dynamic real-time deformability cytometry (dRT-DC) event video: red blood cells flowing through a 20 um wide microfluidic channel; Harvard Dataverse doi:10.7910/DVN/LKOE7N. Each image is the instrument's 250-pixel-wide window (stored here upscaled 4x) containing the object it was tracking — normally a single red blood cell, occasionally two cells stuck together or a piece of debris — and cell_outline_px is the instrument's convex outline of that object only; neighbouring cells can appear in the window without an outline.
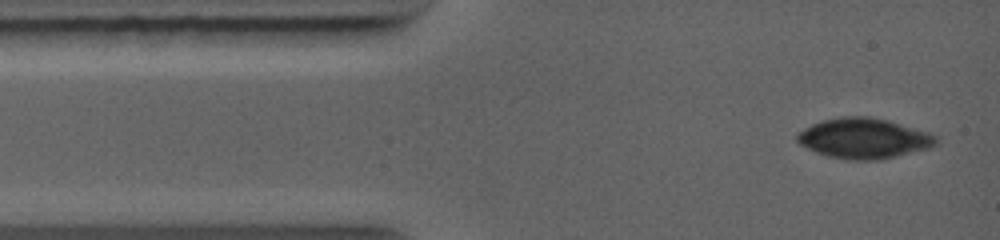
{"species": "common noctule bat (a hibernating species)", "species_latin": "Nyctalus noctula", "temperature_condition": "warm", "stored_images_in_passage": 2, "camera_frame_rate_fps": 5000, "um_per_image_px": 0.085, "animal": {"sex": "female", "body_mass_g": 19.0, "forearm_length_mm": 56.7}, "frame": {"image": 1, "passage_image": 1, "time_ms": 0.0, "image_size_px": [1000, 240], "cell_outline_px": [[940, 140], [932, 148], [880, 160], [848, 160], [828, 156], [816, 152], [800, 144], [796, 140], [796, 132], [812, 124], [824, 120], [840, 116], [868, 116], [888, 120], [928, 132], [936, 136]], "centroid_in_image_um": [73.44, 11.76], "position_along_channel_um": 11.6, "area_um2": 32.89}}